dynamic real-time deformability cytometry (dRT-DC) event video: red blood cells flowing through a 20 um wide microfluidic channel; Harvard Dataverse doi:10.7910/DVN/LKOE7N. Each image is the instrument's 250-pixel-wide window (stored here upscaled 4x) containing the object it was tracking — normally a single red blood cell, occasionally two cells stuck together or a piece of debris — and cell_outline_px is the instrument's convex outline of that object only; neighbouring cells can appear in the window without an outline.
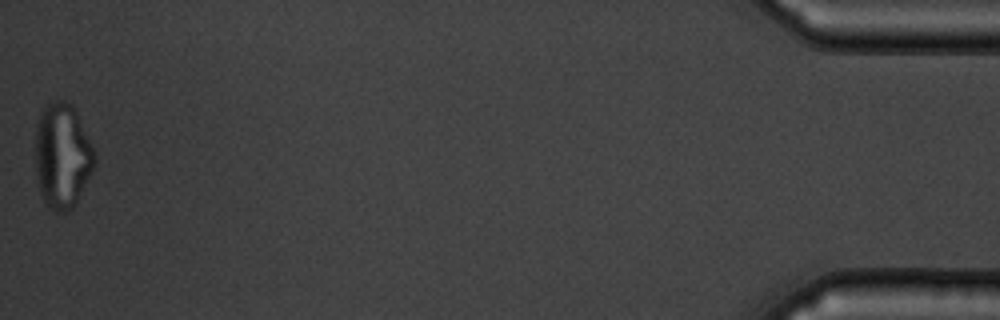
{"species": "common noctule bat (a hibernating species)", "species_latin": "Nyctalus noctula", "temperature_condition": "warm", "stored_images_in_passage": 54, "camera_frame_rate_fps": 3000, "um_per_image_px": 0.085, "animal": {"sex": "male", "body_mass_g": 19.5, "forearm_length_mm": 54.6}, "frame": {"image": 1, "passage_image": 54, "time_ms": 17.667, "image_size_px": [1000, 320], "cell_outline_px": [[96, 160], [72, 208], [64, 212], [56, 212], [48, 208], [40, 192], [36, 172], [36, 124], [40, 112], [48, 104], [56, 100], [64, 100], [72, 104], [96, 152]], "centroid_in_image_um": [5.28, 13.21], "position_along_channel_um": 429.9, "area_um2": 35.84}}